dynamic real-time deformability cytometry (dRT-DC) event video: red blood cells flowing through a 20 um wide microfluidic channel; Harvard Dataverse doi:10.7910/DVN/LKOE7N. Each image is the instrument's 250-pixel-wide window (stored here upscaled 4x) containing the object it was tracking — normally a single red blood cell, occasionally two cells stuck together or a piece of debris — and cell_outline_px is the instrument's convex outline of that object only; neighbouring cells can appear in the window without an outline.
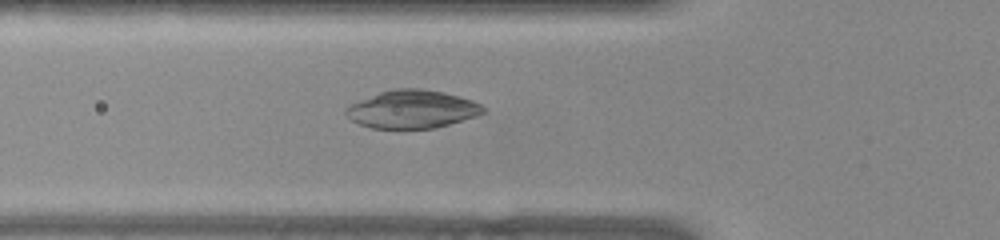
{"species": "common noctule bat (a hibernating species)", "species_latin": "Nyctalus noctula", "temperature_condition": "warm", "stored_images_in_passage": 43, "camera_frame_rate_fps": 3000, "um_per_image_px": 0.085, "animal": {"sex": "female", "body_mass_g": 22.0, "forearm_length_mm": 56.7}, "frame": {"image": 1, "passage_image": 9, "time_ms": 2.667, "image_size_px": [1000, 240], "cell_outline_px": [[484, 112], [476, 116], [436, 128], [372, 128], [360, 124], [352, 120], [344, 112], [344, 108], [352, 104], [380, 92], [392, 88], [420, 88], [444, 92], [472, 100], [480, 104], [484, 108]], "centroid_in_image_um": [35.04, 9.28], "position_along_channel_um": 90.8, "area_um2": 30.17}}
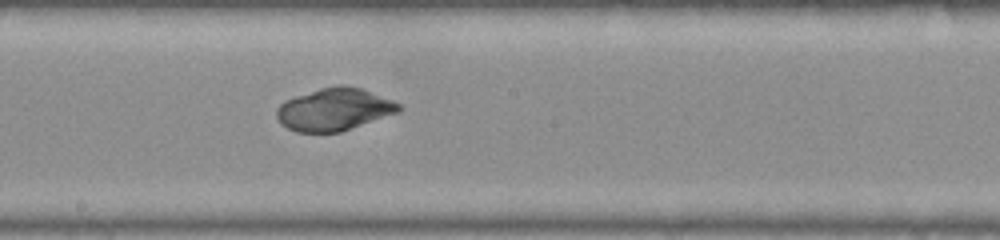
{"frame": {"image": 2, "passage_image": 19, "time_ms": 6.0, "image_size_px": [1000, 240], "cell_outline_px": [[404, 108], [400, 112], [340, 132], [296, 132], [280, 124], [276, 116], [276, 108], [284, 100], [320, 88], [336, 84], [344, 84], [360, 88], [392, 100], [400, 104]], "centroid_in_image_um": [28.41, 9.3], "position_along_channel_um": 219.8, "area_um2": 30.4}}
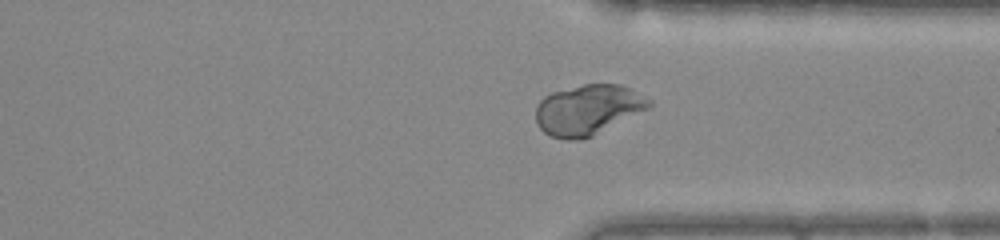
{"frame": {"image": 3, "passage_image": 30, "time_ms": 9.667, "image_size_px": [1000, 240], "cell_outline_px": [[652, 108], [592, 136], [580, 140], [568, 140], [548, 136], [536, 124], [536, 108], [540, 100], [544, 96], [552, 92], [584, 84], [620, 84], [652, 100]], "centroid_in_image_um": [49.98, 9.35], "position_along_channel_um": 361.4, "area_um2": 33.47}}